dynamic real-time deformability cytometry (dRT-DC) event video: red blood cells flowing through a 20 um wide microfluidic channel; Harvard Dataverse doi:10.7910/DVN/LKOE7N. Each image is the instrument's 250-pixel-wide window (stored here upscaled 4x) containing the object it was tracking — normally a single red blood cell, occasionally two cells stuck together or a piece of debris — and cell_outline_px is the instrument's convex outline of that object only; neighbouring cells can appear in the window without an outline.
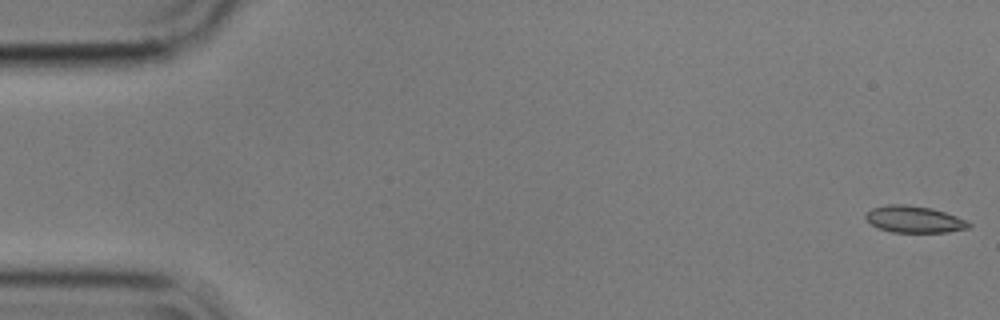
{"species": "common noctule bat (a hibernating species)", "species_latin": "Nyctalus noctula", "temperature_condition": "cold", "stored_images_in_passage": 56, "camera_frame_rate_fps": 3000, "um_per_image_px": 0.085, "animal": {"sex": "male", "body_mass_g": 17.9}, "frame": {"image": 1, "passage_image": 1, "time_ms": 0.0, "image_size_px": [1000, 320], "cell_outline_px": [[972, 224], [968, 228], [948, 232], [892, 232], [880, 228], [872, 224], [864, 216], [872, 208], [888, 204], [904, 204], [932, 208], [956, 216]], "centroid_in_image_um": [77.71, 18.64], "position_along_channel_um": 7.3, "area_um2": 15.84}}
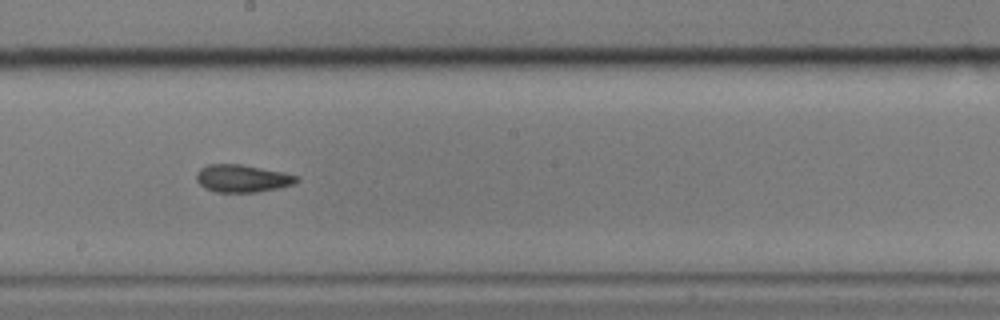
{"frame": {"image": 2, "passage_image": 31, "time_ms": 10.0, "image_size_px": [1000, 320], "cell_outline_px": [[300, 180], [292, 184], [280, 188], [256, 192], [216, 192], [204, 188], [196, 180], [196, 172], [200, 168], [208, 164], [240, 164], [284, 172], [300, 176]], "centroid_in_image_um": [20.6, 15.16], "position_along_channel_um": 227.6, "area_um2": 16.24}}
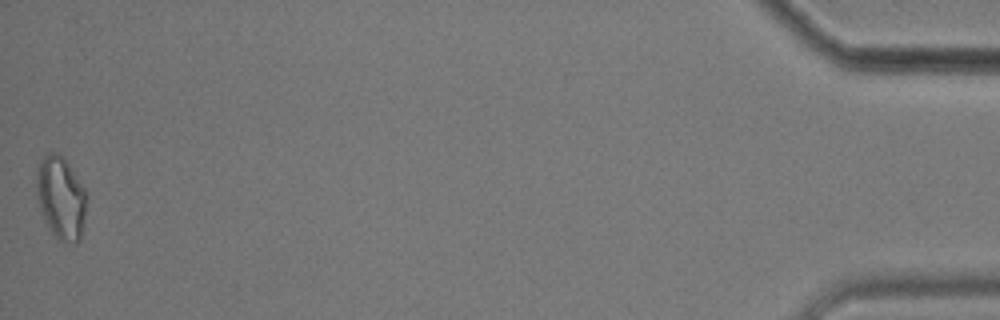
{"frame": {"image": 3, "passage_image": 56, "time_ms": 18.333, "image_size_px": [1000, 320], "cell_outline_px": [[88, 196], [80, 240], [76, 244], [72, 244], [60, 240], [52, 232], [44, 220], [36, 196], [36, 172], [40, 160], [48, 152], [56, 152], [68, 164], [84, 188]], "centroid_in_image_um": [5.17, 16.83], "position_along_channel_um": 430.0, "area_um2": 24.16}, "authors_computed_cell_mechanics": {"area_um2": 16.4152, "velocity_mm_per_s": 3.559, "shape_relaxation_time_tau1_ms": null, "shape_relaxation_time_tau2_ms": 6.3549, "deformation_change_tau1": null, "deformation_change_tau2": 0.1336}}